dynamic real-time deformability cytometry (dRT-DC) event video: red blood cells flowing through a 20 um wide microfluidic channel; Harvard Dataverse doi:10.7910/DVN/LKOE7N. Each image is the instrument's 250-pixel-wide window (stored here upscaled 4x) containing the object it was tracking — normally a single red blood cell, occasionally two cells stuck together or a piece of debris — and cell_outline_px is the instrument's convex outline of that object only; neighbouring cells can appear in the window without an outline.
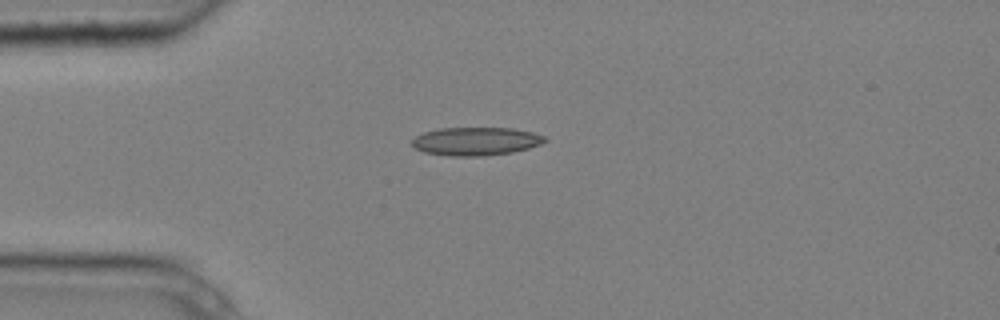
{"species": "common noctule bat (a hibernating species)", "species_latin": "Nyctalus noctula", "temperature_condition": "cold", "stored_images_in_passage": 2, "camera_frame_rate_fps": 3000, "um_per_image_px": 0.085, "animal": {"sex": "male", "body_mass_g": 20.4}, "frame": {"image": 1, "passage_image": 1, "time_ms": 0.0, "image_size_px": [1000, 320], "cell_outline_px": [[548, 140], [540, 144], [528, 148], [512, 152], [480, 156], [448, 156], [424, 152], [416, 148], [412, 144], [412, 140], [416, 136], [424, 132], [440, 128], [512, 128], [532, 132], [544, 136]], "centroid_in_image_um": [40.44, 12.01], "position_along_channel_um": 44.6, "area_um2": 21.73}}
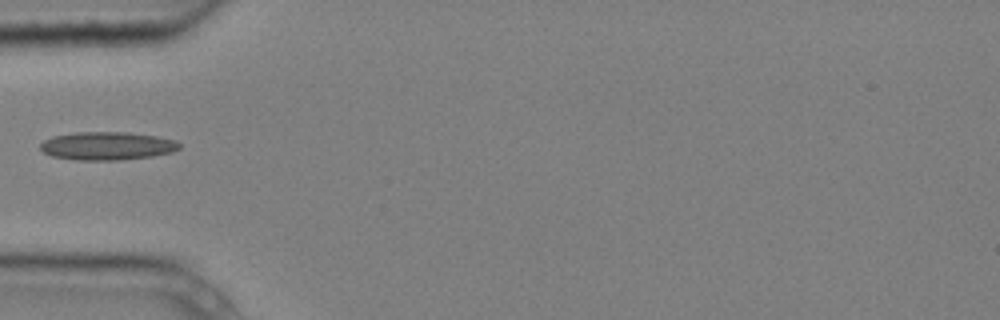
{"frame": {"image": 2, "passage_image": 2, "time_ms": 0.333, "image_size_px": [1000, 320], "cell_outline_px": [[180, 148], [172, 152], [152, 156], [120, 160], [76, 160], [52, 156], [44, 152], [40, 148], [40, 144], [44, 140], [52, 136], [76, 132], [128, 132], [156, 136], [176, 140], [180, 144]], "centroid_in_image_um": [9.11, 12.4], "position_along_channel_um": 75.9, "area_um2": 22.89}}